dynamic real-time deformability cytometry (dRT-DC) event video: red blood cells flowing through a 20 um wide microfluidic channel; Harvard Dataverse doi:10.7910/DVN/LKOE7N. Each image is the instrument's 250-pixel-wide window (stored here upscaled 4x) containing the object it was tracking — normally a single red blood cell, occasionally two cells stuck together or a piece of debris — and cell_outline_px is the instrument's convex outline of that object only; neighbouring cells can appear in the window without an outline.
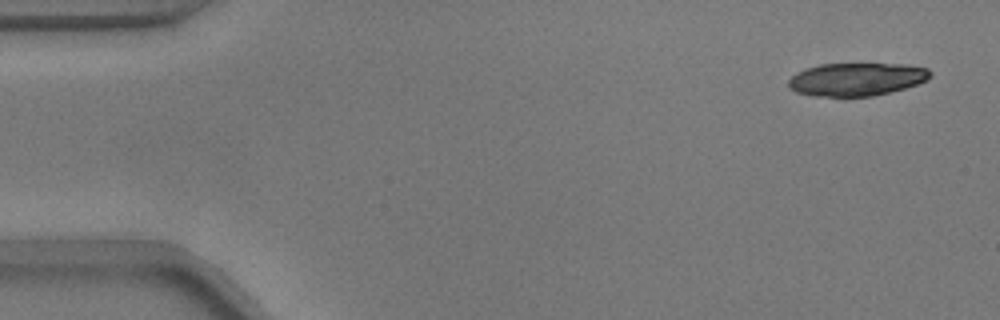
{"species": "common noctule bat (a hibernating species)", "species_latin": "Nyctalus noctula", "temperature_condition": "warm", "stored_images_in_passage": 53, "camera_frame_rate_fps": 3000, "um_per_image_px": 0.085, "animal": {"sex": "male", "body_mass_g": 17.9}, "frame": {"image": 1, "passage_image": 3, "time_ms": 0.667, "image_size_px": [1000, 320], "cell_outline_px": [[932, 76], [928, 80], [904, 88], [872, 96], [812, 96], [796, 92], [788, 88], [788, 80], [796, 72], [820, 64], [908, 64], [928, 68], [932, 72]], "centroid_in_image_um": [72.81, 6.73], "position_along_channel_um": 12.2, "area_um2": 27.34}}
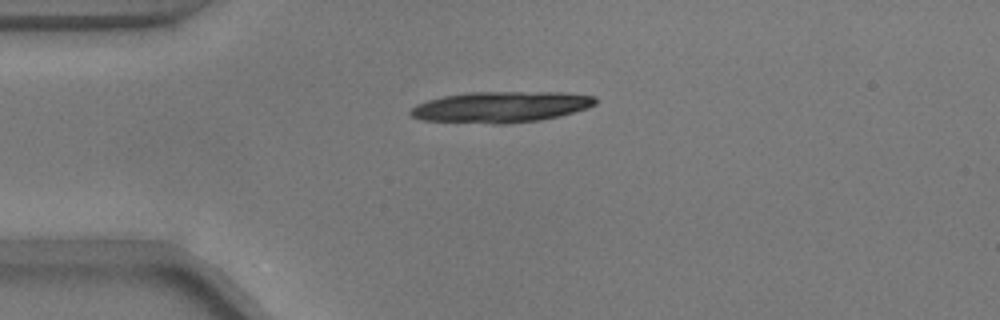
{"frame": {"image": 2, "passage_image": 13, "time_ms": 4.0, "image_size_px": [1000, 320], "cell_outline_px": [[596, 104], [588, 108], [560, 116], [540, 120], [504, 124], [492, 124], [424, 120], [412, 116], [408, 112], [416, 104], [428, 100], [444, 96], [468, 92], [560, 92], [596, 96]], "centroid_in_image_um": [42.6, 9.09], "position_along_channel_um": 42.4, "area_um2": 33.47}}